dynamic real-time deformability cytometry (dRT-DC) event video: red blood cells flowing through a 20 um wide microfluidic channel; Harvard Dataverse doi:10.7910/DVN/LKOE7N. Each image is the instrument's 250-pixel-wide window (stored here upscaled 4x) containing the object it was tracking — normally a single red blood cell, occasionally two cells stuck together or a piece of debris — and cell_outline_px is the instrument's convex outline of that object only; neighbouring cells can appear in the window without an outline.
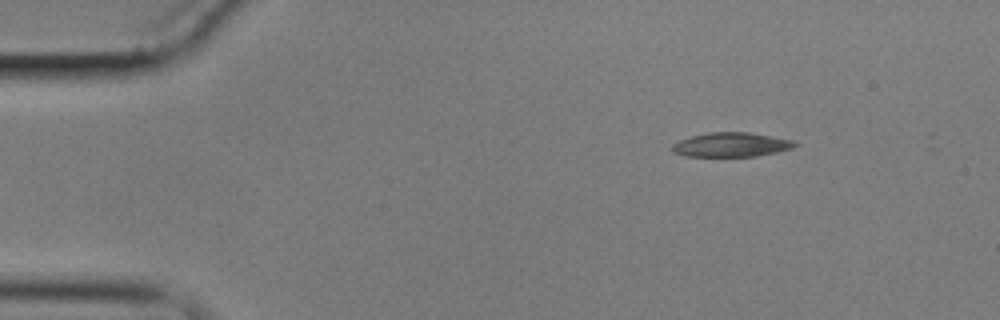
{"species": "common noctule bat (a hibernating species)", "species_latin": "Nyctalus noctula", "temperature_condition": "cold", "stored_images_in_passage": 4, "camera_frame_rate_fps": 3000, "um_per_image_px": 0.085, "animal": {"sex": "male", "body_mass_g": 17.9}, "frame": {"image": 1, "passage_image": 1, "time_ms": 0.0, "image_size_px": [1000, 320], "cell_outline_px": [[800, 144], [792, 148], [776, 152], [756, 156], [684, 156], [672, 152], [672, 144], [680, 140], [692, 136], [712, 132], [748, 132], [796, 140]], "centroid_in_image_um": [62.19, 12.3], "position_along_channel_um": 22.8, "area_um2": 17.4}}